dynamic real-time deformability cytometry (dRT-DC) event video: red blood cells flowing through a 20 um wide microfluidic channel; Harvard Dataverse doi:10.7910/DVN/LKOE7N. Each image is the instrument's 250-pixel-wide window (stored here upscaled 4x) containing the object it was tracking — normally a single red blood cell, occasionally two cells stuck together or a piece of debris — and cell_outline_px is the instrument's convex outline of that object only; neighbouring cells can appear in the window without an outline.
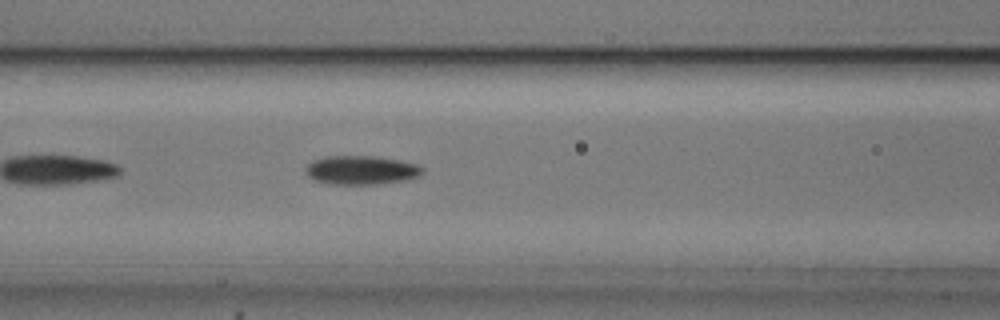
{"species": "common noctule bat (a hibernating species)", "species_latin": "Nyctalus noctula", "temperature_condition": "cold", "stored_images_in_passage": 39, "camera_frame_rate_fps": 3000, "um_per_image_px": 0.085, "animal": {"sex": "male", "body_mass_g": 20.5, "forearm_length_mm": 52.5}, "frame": {"image": 1, "passage_image": 8, "time_ms": 2.333, "image_size_px": [1000, 320], "cell_outline_px": [[424, 172], [420, 176], [404, 180], [376, 184], [332, 184], [316, 180], [308, 176], [304, 168], [312, 160], [324, 156], [376, 156], [400, 160], [416, 164], [424, 168]], "centroid_in_image_um": [30.71, 14.45], "position_along_channel_um": 135.9, "area_um2": 19.71}}
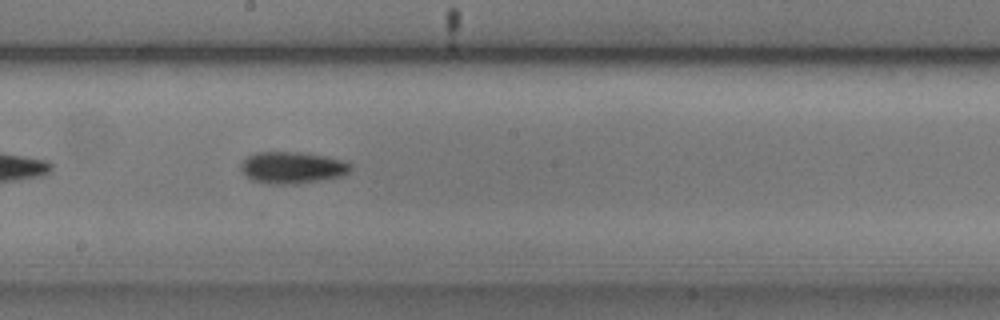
{"frame": {"image": 2, "passage_image": 15, "time_ms": 4.667, "image_size_px": [1000, 320], "cell_outline_px": [[352, 168], [348, 172], [340, 176], [320, 180], [296, 184], [272, 184], [252, 180], [240, 168], [240, 164], [248, 156], [256, 152], [308, 152], [328, 156], [352, 164]], "centroid_in_image_um": [24.86, 14.23], "position_along_channel_um": 223.3, "area_um2": 20.29}}
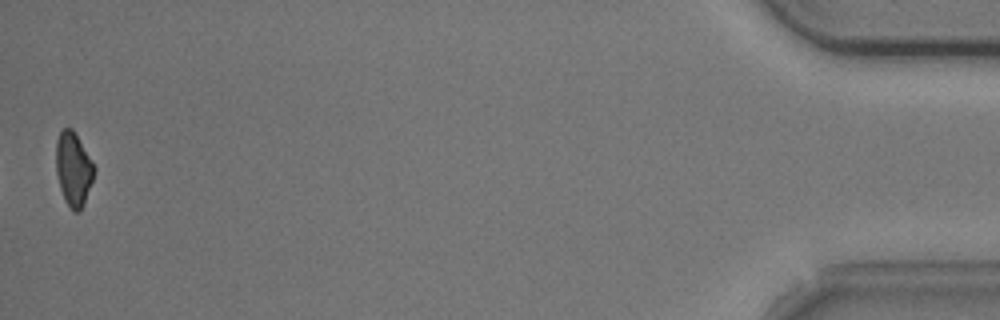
{"frame": {"image": 3, "passage_image": 39, "time_ms": 12.667, "image_size_px": [1000, 320], "cell_outline_px": [[96, 168], [84, 204], [76, 212], [72, 212], [64, 200], [60, 188], [56, 172], [56, 140], [60, 132], [64, 128], [72, 128], [92, 160]], "centroid_in_image_um": [6.23, 14.37], "position_along_channel_um": 429.0, "area_um2": 16.36}, "authors_computed_cell_mechanics": {"area_um2": 18.6694, "velocity_mm_per_s": 3.748, "shape_relaxation_time_tau1_ms": 2.0912, "shape_relaxation_time_tau2_ms": null, "deformation_change_tau1": 0.1072, "deformation_change_tau2": null}}